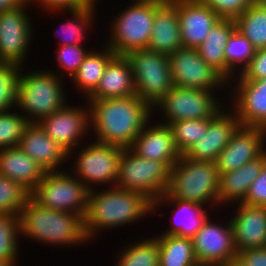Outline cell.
Returning <instances> with one entry per match:
<instances>
[{
    "label": "cell",
    "mask_w": 266,
    "mask_h": 266,
    "mask_svg": "<svg viewBox=\"0 0 266 266\" xmlns=\"http://www.w3.org/2000/svg\"><path fill=\"white\" fill-rule=\"evenodd\" d=\"M86 101L90 106L92 140L104 144L129 148L145 125L155 118L153 108L137 95Z\"/></svg>",
    "instance_id": "6da1fadb"
},
{
    "label": "cell",
    "mask_w": 266,
    "mask_h": 266,
    "mask_svg": "<svg viewBox=\"0 0 266 266\" xmlns=\"http://www.w3.org/2000/svg\"><path fill=\"white\" fill-rule=\"evenodd\" d=\"M148 215L154 216L153 203L138 192L116 186L94 189L89 192L88 211L84 218L86 235L93 241L100 232L126 225L131 227Z\"/></svg>",
    "instance_id": "7a4b0ae2"
},
{
    "label": "cell",
    "mask_w": 266,
    "mask_h": 266,
    "mask_svg": "<svg viewBox=\"0 0 266 266\" xmlns=\"http://www.w3.org/2000/svg\"><path fill=\"white\" fill-rule=\"evenodd\" d=\"M84 218L75 213L47 209L30 197L19 215L20 237L47 244V247H81L91 242L86 235Z\"/></svg>",
    "instance_id": "3957f363"
},
{
    "label": "cell",
    "mask_w": 266,
    "mask_h": 266,
    "mask_svg": "<svg viewBox=\"0 0 266 266\" xmlns=\"http://www.w3.org/2000/svg\"><path fill=\"white\" fill-rule=\"evenodd\" d=\"M25 67L21 66L16 108L29 123H39L69 103L67 83L48 68L24 72Z\"/></svg>",
    "instance_id": "277c9868"
},
{
    "label": "cell",
    "mask_w": 266,
    "mask_h": 266,
    "mask_svg": "<svg viewBox=\"0 0 266 266\" xmlns=\"http://www.w3.org/2000/svg\"><path fill=\"white\" fill-rule=\"evenodd\" d=\"M218 187L219 174L215 162L194 161L182 154L171 167L170 182L165 194L170 198L204 205L212 212L215 208L221 210Z\"/></svg>",
    "instance_id": "5b68a950"
},
{
    "label": "cell",
    "mask_w": 266,
    "mask_h": 266,
    "mask_svg": "<svg viewBox=\"0 0 266 266\" xmlns=\"http://www.w3.org/2000/svg\"><path fill=\"white\" fill-rule=\"evenodd\" d=\"M126 7L116 12L107 24L110 33L102 41L116 55L136 49H147L155 16V1L128 0ZM132 2V3H131Z\"/></svg>",
    "instance_id": "8992f818"
},
{
    "label": "cell",
    "mask_w": 266,
    "mask_h": 266,
    "mask_svg": "<svg viewBox=\"0 0 266 266\" xmlns=\"http://www.w3.org/2000/svg\"><path fill=\"white\" fill-rule=\"evenodd\" d=\"M89 142L87 141L86 144L83 143L69 152L68 164L73 165L69 171H72L71 173L81 180L90 191L94 188L99 189V186L101 188L106 185L107 187L115 186L123 147L91 139ZM71 159L73 160L72 165L69 163Z\"/></svg>",
    "instance_id": "52a82bcc"
},
{
    "label": "cell",
    "mask_w": 266,
    "mask_h": 266,
    "mask_svg": "<svg viewBox=\"0 0 266 266\" xmlns=\"http://www.w3.org/2000/svg\"><path fill=\"white\" fill-rule=\"evenodd\" d=\"M220 95L222 96L223 93L173 86L153 107V116L157 117L159 113L158 116L161 117V120L158 119L159 117L155 120H159L163 124L182 120L213 118L227 105V102H223L225 94L221 98Z\"/></svg>",
    "instance_id": "ba28073f"
},
{
    "label": "cell",
    "mask_w": 266,
    "mask_h": 266,
    "mask_svg": "<svg viewBox=\"0 0 266 266\" xmlns=\"http://www.w3.org/2000/svg\"><path fill=\"white\" fill-rule=\"evenodd\" d=\"M170 175L171 166L167 162L142 158L130 148H123L115 186L138 192L153 203L166 193Z\"/></svg>",
    "instance_id": "9c48e42d"
},
{
    "label": "cell",
    "mask_w": 266,
    "mask_h": 266,
    "mask_svg": "<svg viewBox=\"0 0 266 266\" xmlns=\"http://www.w3.org/2000/svg\"><path fill=\"white\" fill-rule=\"evenodd\" d=\"M90 190L71 171L45 172L30 197L40 206L86 216Z\"/></svg>",
    "instance_id": "30bf717a"
},
{
    "label": "cell",
    "mask_w": 266,
    "mask_h": 266,
    "mask_svg": "<svg viewBox=\"0 0 266 266\" xmlns=\"http://www.w3.org/2000/svg\"><path fill=\"white\" fill-rule=\"evenodd\" d=\"M125 57L132 69L136 95L153 108L173 88L168 55L136 49Z\"/></svg>",
    "instance_id": "8fae6325"
},
{
    "label": "cell",
    "mask_w": 266,
    "mask_h": 266,
    "mask_svg": "<svg viewBox=\"0 0 266 266\" xmlns=\"http://www.w3.org/2000/svg\"><path fill=\"white\" fill-rule=\"evenodd\" d=\"M168 59L173 86L215 92L223 90L227 93V102L229 82L201 58L196 48L182 47L170 53Z\"/></svg>",
    "instance_id": "7c38bea8"
},
{
    "label": "cell",
    "mask_w": 266,
    "mask_h": 266,
    "mask_svg": "<svg viewBox=\"0 0 266 266\" xmlns=\"http://www.w3.org/2000/svg\"><path fill=\"white\" fill-rule=\"evenodd\" d=\"M30 5V0H26L19 7L0 12L1 62L25 66L27 59L29 60L28 57L31 52L29 50L32 48L33 40H35L34 31L36 30L32 15L29 16Z\"/></svg>",
    "instance_id": "4fadbf2b"
},
{
    "label": "cell",
    "mask_w": 266,
    "mask_h": 266,
    "mask_svg": "<svg viewBox=\"0 0 266 266\" xmlns=\"http://www.w3.org/2000/svg\"><path fill=\"white\" fill-rule=\"evenodd\" d=\"M84 101V106H72L73 103L69 102L38 123L49 137L68 152L86 143L89 140L87 136L91 137L90 106Z\"/></svg>",
    "instance_id": "5bb4252c"
},
{
    "label": "cell",
    "mask_w": 266,
    "mask_h": 266,
    "mask_svg": "<svg viewBox=\"0 0 266 266\" xmlns=\"http://www.w3.org/2000/svg\"><path fill=\"white\" fill-rule=\"evenodd\" d=\"M210 215L192 238L196 260L200 264L221 266L237 257L230 219L212 220ZM226 222V223H224ZM222 223V224H221ZM225 224V225H224Z\"/></svg>",
    "instance_id": "9a60e30c"
},
{
    "label": "cell",
    "mask_w": 266,
    "mask_h": 266,
    "mask_svg": "<svg viewBox=\"0 0 266 266\" xmlns=\"http://www.w3.org/2000/svg\"><path fill=\"white\" fill-rule=\"evenodd\" d=\"M228 98L227 105L231 106L240 125L266 130V78L231 80Z\"/></svg>",
    "instance_id": "2e32d148"
},
{
    "label": "cell",
    "mask_w": 266,
    "mask_h": 266,
    "mask_svg": "<svg viewBox=\"0 0 266 266\" xmlns=\"http://www.w3.org/2000/svg\"><path fill=\"white\" fill-rule=\"evenodd\" d=\"M266 151V130L239 125L229 143L217 157L218 174L236 170Z\"/></svg>",
    "instance_id": "e0dca14e"
},
{
    "label": "cell",
    "mask_w": 266,
    "mask_h": 266,
    "mask_svg": "<svg viewBox=\"0 0 266 266\" xmlns=\"http://www.w3.org/2000/svg\"><path fill=\"white\" fill-rule=\"evenodd\" d=\"M239 125L234 111L226 105L213 118H209L207 131L184 155L194 161L215 162Z\"/></svg>",
    "instance_id": "ac0fdd59"
},
{
    "label": "cell",
    "mask_w": 266,
    "mask_h": 266,
    "mask_svg": "<svg viewBox=\"0 0 266 266\" xmlns=\"http://www.w3.org/2000/svg\"><path fill=\"white\" fill-rule=\"evenodd\" d=\"M172 209V213L167 228L165 230L155 233L164 235H177L180 237L193 238L198 230L203 226L204 222L211 215L210 210L204 206L190 201L170 198L166 194L159 197L153 202V214H158L161 218L165 217V213H161L162 207ZM168 206V207H167ZM172 206V207H171ZM161 208V209H160ZM161 211H160V210ZM209 211V212H208Z\"/></svg>",
    "instance_id": "d6986e66"
},
{
    "label": "cell",
    "mask_w": 266,
    "mask_h": 266,
    "mask_svg": "<svg viewBox=\"0 0 266 266\" xmlns=\"http://www.w3.org/2000/svg\"><path fill=\"white\" fill-rule=\"evenodd\" d=\"M230 206L233 215L228 214L236 251L266 247V206L242 202Z\"/></svg>",
    "instance_id": "ffe728a7"
},
{
    "label": "cell",
    "mask_w": 266,
    "mask_h": 266,
    "mask_svg": "<svg viewBox=\"0 0 266 266\" xmlns=\"http://www.w3.org/2000/svg\"><path fill=\"white\" fill-rule=\"evenodd\" d=\"M154 121L152 118L145 125L129 148L142 158L167 162L172 167L182 154L175 144L170 126Z\"/></svg>",
    "instance_id": "44dd1931"
},
{
    "label": "cell",
    "mask_w": 266,
    "mask_h": 266,
    "mask_svg": "<svg viewBox=\"0 0 266 266\" xmlns=\"http://www.w3.org/2000/svg\"><path fill=\"white\" fill-rule=\"evenodd\" d=\"M183 47L197 48L220 17L201 0H177Z\"/></svg>",
    "instance_id": "7402d4cb"
},
{
    "label": "cell",
    "mask_w": 266,
    "mask_h": 266,
    "mask_svg": "<svg viewBox=\"0 0 266 266\" xmlns=\"http://www.w3.org/2000/svg\"><path fill=\"white\" fill-rule=\"evenodd\" d=\"M18 146L46 172L65 170L63 163L69 161V152L49 137L38 123L26 127Z\"/></svg>",
    "instance_id": "603a6c76"
},
{
    "label": "cell",
    "mask_w": 266,
    "mask_h": 266,
    "mask_svg": "<svg viewBox=\"0 0 266 266\" xmlns=\"http://www.w3.org/2000/svg\"><path fill=\"white\" fill-rule=\"evenodd\" d=\"M177 0L155 3V16L147 49L169 55L182 48Z\"/></svg>",
    "instance_id": "cb8c5ba5"
},
{
    "label": "cell",
    "mask_w": 266,
    "mask_h": 266,
    "mask_svg": "<svg viewBox=\"0 0 266 266\" xmlns=\"http://www.w3.org/2000/svg\"><path fill=\"white\" fill-rule=\"evenodd\" d=\"M136 95L132 69L125 55H115L105 68L97 88L85 100H103Z\"/></svg>",
    "instance_id": "d4e9b609"
},
{
    "label": "cell",
    "mask_w": 266,
    "mask_h": 266,
    "mask_svg": "<svg viewBox=\"0 0 266 266\" xmlns=\"http://www.w3.org/2000/svg\"><path fill=\"white\" fill-rule=\"evenodd\" d=\"M265 162L266 151L260 157L249 161L236 170L219 174V207H228L229 204L242 202L252 182L259 177Z\"/></svg>",
    "instance_id": "484cf974"
},
{
    "label": "cell",
    "mask_w": 266,
    "mask_h": 266,
    "mask_svg": "<svg viewBox=\"0 0 266 266\" xmlns=\"http://www.w3.org/2000/svg\"><path fill=\"white\" fill-rule=\"evenodd\" d=\"M45 172L19 146L0 150V174L20 183L30 193L41 182Z\"/></svg>",
    "instance_id": "4316f807"
},
{
    "label": "cell",
    "mask_w": 266,
    "mask_h": 266,
    "mask_svg": "<svg viewBox=\"0 0 266 266\" xmlns=\"http://www.w3.org/2000/svg\"><path fill=\"white\" fill-rule=\"evenodd\" d=\"M101 4V2L93 1L89 6L82 8L80 10L75 11H56V12H46V14L50 15L51 13L61 14L62 19L63 16L67 15L65 18V22L63 20L62 25H59V28L55 30L56 38L58 46L62 45H85V40L88 38V33L92 32L91 29L94 28V24L96 23L95 19H97L98 9L97 6ZM63 14V15H62ZM69 15V16H68ZM67 21V22H66ZM90 28V29H89ZM60 31V32H59ZM88 32V33H87ZM59 35V37H57ZM83 41V42H82Z\"/></svg>",
    "instance_id": "83f0119b"
},
{
    "label": "cell",
    "mask_w": 266,
    "mask_h": 266,
    "mask_svg": "<svg viewBox=\"0 0 266 266\" xmlns=\"http://www.w3.org/2000/svg\"><path fill=\"white\" fill-rule=\"evenodd\" d=\"M92 47L81 63L78 71L69 80L79 91L82 99H86L99 85L105 68L109 61L116 55L111 48L104 43L97 49ZM85 96V97H83Z\"/></svg>",
    "instance_id": "f1b7e54d"
},
{
    "label": "cell",
    "mask_w": 266,
    "mask_h": 266,
    "mask_svg": "<svg viewBox=\"0 0 266 266\" xmlns=\"http://www.w3.org/2000/svg\"><path fill=\"white\" fill-rule=\"evenodd\" d=\"M236 29L234 19H219L204 41L196 48L201 58L226 79L224 48Z\"/></svg>",
    "instance_id": "f546056e"
},
{
    "label": "cell",
    "mask_w": 266,
    "mask_h": 266,
    "mask_svg": "<svg viewBox=\"0 0 266 266\" xmlns=\"http://www.w3.org/2000/svg\"><path fill=\"white\" fill-rule=\"evenodd\" d=\"M159 244V266H195L192 238L155 234Z\"/></svg>",
    "instance_id": "4dcf8cb0"
},
{
    "label": "cell",
    "mask_w": 266,
    "mask_h": 266,
    "mask_svg": "<svg viewBox=\"0 0 266 266\" xmlns=\"http://www.w3.org/2000/svg\"><path fill=\"white\" fill-rule=\"evenodd\" d=\"M143 238V239H142ZM120 247L114 266H159V244L153 237H142Z\"/></svg>",
    "instance_id": "1f68e13d"
},
{
    "label": "cell",
    "mask_w": 266,
    "mask_h": 266,
    "mask_svg": "<svg viewBox=\"0 0 266 266\" xmlns=\"http://www.w3.org/2000/svg\"><path fill=\"white\" fill-rule=\"evenodd\" d=\"M255 51L252 43L239 30L235 29L224 48L226 80L228 82L243 72L249 65Z\"/></svg>",
    "instance_id": "d6a6232c"
},
{
    "label": "cell",
    "mask_w": 266,
    "mask_h": 266,
    "mask_svg": "<svg viewBox=\"0 0 266 266\" xmlns=\"http://www.w3.org/2000/svg\"><path fill=\"white\" fill-rule=\"evenodd\" d=\"M236 29L251 43L255 50L266 48V9L253 3L235 19Z\"/></svg>",
    "instance_id": "836d02e7"
},
{
    "label": "cell",
    "mask_w": 266,
    "mask_h": 266,
    "mask_svg": "<svg viewBox=\"0 0 266 266\" xmlns=\"http://www.w3.org/2000/svg\"><path fill=\"white\" fill-rule=\"evenodd\" d=\"M30 195L20 183L0 174V214L19 217Z\"/></svg>",
    "instance_id": "e575fe53"
},
{
    "label": "cell",
    "mask_w": 266,
    "mask_h": 266,
    "mask_svg": "<svg viewBox=\"0 0 266 266\" xmlns=\"http://www.w3.org/2000/svg\"><path fill=\"white\" fill-rule=\"evenodd\" d=\"M168 125L178 150L185 154L207 131L209 118L176 121Z\"/></svg>",
    "instance_id": "d590c367"
},
{
    "label": "cell",
    "mask_w": 266,
    "mask_h": 266,
    "mask_svg": "<svg viewBox=\"0 0 266 266\" xmlns=\"http://www.w3.org/2000/svg\"><path fill=\"white\" fill-rule=\"evenodd\" d=\"M21 66L0 61V112L16 109Z\"/></svg>",
    "instance_id": "8d00e7d4"
},
{
    "label": "cell",
    "mask_w": 266,
    "mask_h": 266,
    "mask_svg": "<svg viewBox=\"0 0 266 266\" xmlns=\"http://www.w3.org/2000/svg\"><path fill=\"white\" fill-rule=\"evenodd\" d=\"M19 217L0 214V260H14L20 257ZM21 240V241H20Z\"/></svg>",
    "instance_id": "74e56055"
},
{
    "label": "cell",
    "mask_w": 266,
    "mask_h": 266,
    "mask_svg": "<svg viewBox=\"0 0 266 266\" xmlns=\"http://www.w3.org/2000/svg\"><path fill=\"white\" fill-rule=\"evenodd\" d=\"M29 124L17 108L0 112V150L18 146Z\"/></svg>",
    "instance_id": "f35d334b"
},
{
    "label": "cell",
    "mask_w": 266,
    "mask_h": 266,
    "mask_svg": "<svg viewBox=\"0 0 266 266\" xmlns=\"http://www.w3.org/2000/svg\"><path fill=\"white\" fill-rule=\"evenodd\" d=\"M85 47V45H62L58 46L55 51V61L57 62L56 66L60 67L56 71L48 70L54 72L58 77L62 79H67L68 81L73 77V75L78 71L81 63L83 62L86 55L90 52L91 47ZM59 71V72H58ZM64 71V72H63ZM68 75V76H67ZM67 77V78H66Z\"/></svg>",
    "instance_id": "ab89813d"
},
{
    "label": "cell",
    "mask_w": 266,
    "mask_h": 266,
    "mask_svg": "<svg viewBox=\"0 0 266 266\" xmlns=\"http://www.w3.org/2000/svg\"><path fill=\"white\" fill-rule=\"evenodd\" d=\"M209 6L221 19H236L255 0H201Z\"/></svg>",
    "instance_id": "60d3db41"
},
{
    "label": "cell",
    "mask_w": 266,
    "mask_h": 266,
    "mask_svg": "<svg viewBox=\"0 0 266 266\" xmlns=\"http://www.w3.org/2000/svg\"><path fill=\"white\" fill-rule=\"evenodd\" d=\"M31 6H37L42 11H75L89 6L93 0H30Z\"/></svg>",
    "instance_id": "b9f144b4"
},
{
    "label": "cell",
    "mask_w": 266,
    "mask_h": 266,
    "mask_svg": "<svg viewBox=\"0 0 266 266\" xmlns=\"http://www.w3.org/2000/svg\"><path fill=\"white\" fill-rule=\"evenodd\" d=\"M266 78V48L255 51L249 65L232 80H261Z\"/></svg>",
    "instance_id": "7bdbcfd3"
},
{
    "label": "cell",
    "mask_w": 266,
    "mask_h": 266,
    "mask_svg": "<svg viewBox=\"0 0 266 266\" xmlns=\"http://www.w3.org/2000/svg\"><path fill=\"white\" fill-rule=\"evenodd\" d=\"M242 203L253 206H266V162L263 164L259 177L250 185Z\"/></svg>",
    "instance_id": "ee69618b"
},
{
    "label": "cell",
    "mask_w": 266,
    "mask_h": 266,
    "mask_svg": "<svg viewBox=\"0 0 266 266\" xmlns=\"http://www.w3.org/2000/svg\"><path fill=\"white\" fill-rule=\"evenodd\" d=\"M237 256L247 266H266V247L240 251Z\"/></svg>",
    "instance_id": "f6af8a7d"
},
{
    "label": "cell",
    "mask_w": 266,
    "mask_h": 266,
    "mask_svg": "<svg viewBox=\"0 0 266 266\" xmlns=\"http://www.w3.org/2000/svg\"><path fill=\"white\" fill-rule=\"evenodd\" d=\"M26 0H0V12L21 6Z\"/></svg>",
    "instance_id": "bcb514c9"
},
{
    "label": "cell",
    "mask_w": 266,
    "mask_h": 266,
    "mask_svg": "<svg viewBox=\"0 0 266 266\" xmlns=\"http://www.w3.org/2000/svg\"><path fill=\"white\" fill-rule=\"evenodd\" d=\"M221 266H247L246 264H244L241 259L237 256L233 259H231L230 261H228L226 264H223Z\"/></svg>",
    "instance_id": "7dc6e473"
},
{
    "label": "cell",
    "mask_w": 266,
    "mask_h": 266,
    "mask_svg": "<svg viewBox=\"0 0 266 266\" xmlns=\"http://www.w3.org/2000/svg\"><path fill=\"white\" fill-rule=\"evenodd\" d=\"M19 257L14 260H0V266H20Z\"/></svg>",
    "instance_id": "c3c4849f"
},
{
    "label": "cell",
    "mask_w": 266,
    "mask_h": 266,
    "mask_svg": "<svg viewBox=\"0 0 266 266\" xmlns=\"http://www.w3.org/2000/svg\"><path fill=\"white\" fill-rule=\"evenodd\" d=\"M255 3L262 7V8H265L266 9V0H255Z\"/></svg>",
    "instance_id": "681fc988"
},
{
    "label": "cell",
    "mask_w": 266,
    "mask_h": 266,
    "mask_svg": "<svg viewBox=\"0 0 266 266\" xmlns=\"http://www.w3.org/2000/svg\"><path fill=\"white\" fill-rule=\"evenodd\" d=\"M142 1H155V2H158V3H165V2H171L173 0H142Z\"/></svg>",
    "instance_id": "f907efd6"
},
{
    "label": "cell",
    "mask_w": 266,
    "mask_h": 266,
    "mask_svg": "<svg viewBox=\"0 0 266 266\" xmlns=\"http://www.w3.org/2000/svg\"><path fill=\"white\" fill-rule=\"evenodd\" d=\"M195 266H209V265H205V264H200V263H198V264L195 265Z\"/></svg>",
    "instance_id": "816d5d0a"
}]
</instances>
